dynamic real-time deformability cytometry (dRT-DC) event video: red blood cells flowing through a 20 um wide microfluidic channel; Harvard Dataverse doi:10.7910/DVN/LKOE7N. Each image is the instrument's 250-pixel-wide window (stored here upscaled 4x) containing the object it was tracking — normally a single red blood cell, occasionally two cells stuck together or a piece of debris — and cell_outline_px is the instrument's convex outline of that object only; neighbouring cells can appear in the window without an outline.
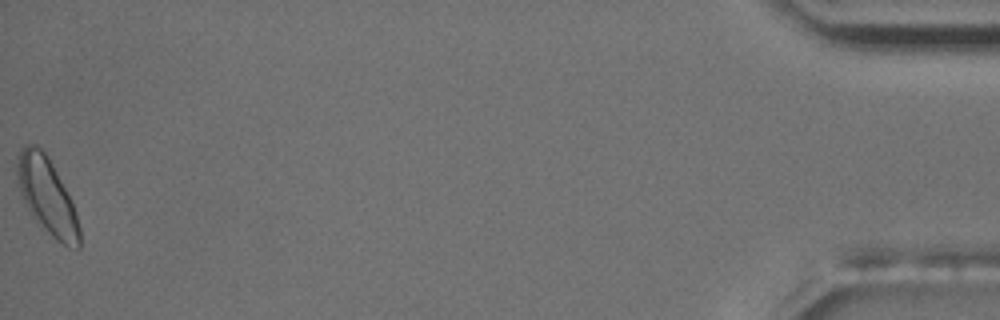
{"species": "common noctule bat (a hibernating species)", "species_latin": "Nyctalus noctula", "temperature_condition": "room temperature", "stored_images_in_passage": 17, "camera_frame_rate_fps": 3000, "um_per_image_px": 0.085, "animal": {"sex": "male", "body_mass_g": 17.5, "forearm_length_mm": 52.3}, "frame": {"image": 1, "passage_image": 17, "time_ms": 19.0, "image_size_px": [1000, 320], "cell_outline_px": [[80, 248], [76, 248], [64, 244], [56, 240], [36, 220], [28, 208], [20, 192], [16, 180], [16, 156], [20, 148], [24, 144], [36, 144], [48, 156], [76, 212], [80, 228]], "centroid_in_image_um": [3.96, 16.61], "position_along_channel_um": 431.2, "area_um2": 27.34}, "authors_computed_cell_mechanics": {"area_um2": 21.675, "velocity_mm_per_s": 3.5031, "shape_relaxation_time_tau1_ms": 2.4207, "shape_relaxation_time_tau2_ms": 5.1182, "deformation_change_tau1": 0.0698, "deformation_change_tau2": 0.076}}